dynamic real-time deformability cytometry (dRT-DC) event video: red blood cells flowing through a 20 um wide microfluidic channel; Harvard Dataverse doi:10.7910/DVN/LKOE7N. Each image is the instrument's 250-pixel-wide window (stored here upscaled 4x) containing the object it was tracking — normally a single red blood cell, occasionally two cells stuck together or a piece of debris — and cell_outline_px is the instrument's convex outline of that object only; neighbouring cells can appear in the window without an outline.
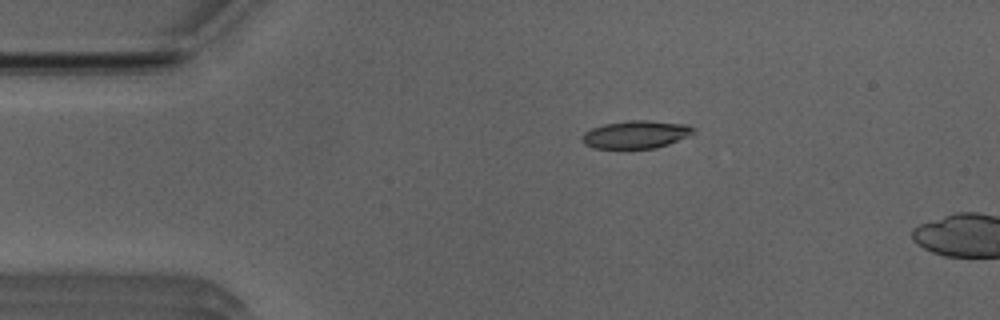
{"species": "Egyptian fruit bat (a non-hibernating species)", "species_latin": "Rousettus aegyptiacus", "temperature_condition": "room temperature", "stored_images_in_passage": 5, "camera_frame_rate_fps": 3000, "um_per_image_px": 0.085, "animal": {"sex": "male"}, "frame": {"image": 1, "passage_image": 2, "time_ms": 0.333, "image_size_px": [1000, 320], "cell_outline_px": [[696, 132], [688, 136], [668, 144], [656, 148], [592, 148], [584, 144], [584, 132], [592, 128], [604, 124], [628, 120], [652, 120], [684, 124], [696, 128]], "centroid_in_image_um": [54.09, 11.42], "position_along_channel_um": 30.9, "area_um2": 17.98}}